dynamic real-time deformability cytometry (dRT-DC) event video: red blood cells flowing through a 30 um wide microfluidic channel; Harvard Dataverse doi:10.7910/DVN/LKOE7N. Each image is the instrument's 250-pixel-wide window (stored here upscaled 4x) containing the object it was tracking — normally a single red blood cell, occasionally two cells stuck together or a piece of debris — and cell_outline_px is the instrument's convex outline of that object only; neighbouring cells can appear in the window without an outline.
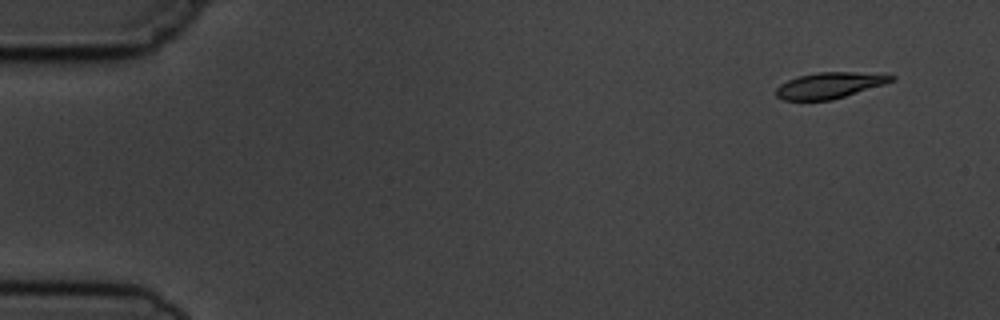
{"species": "common noctule bat (a hibernating species)", "species_latin": "Nyctalus noctula", "temperature_condition": "cold", "stored_images_in_passage": 5, "camera_frame_rate_fps": 3000, "um_per_image_px": 0.085, "animal": {"sex": "male", "body_mass_g": 19.5, "forearm_length_mm": 54.6}, "frame": {"image": 1, "passage_image": 1, "time_ms": 0.0, "image_size_px": [1000, 320], "cell_outline_px": [[896, 80], [884, 84], [832, 100], [784, 100], [776, 96], [776, 88], [780, 84], [788, 80], [800, 76], [820, 72], [852, 72], [896, 76]], "centroid_in_image_um": [70.49, 7.26], "position_along_channel_um": 14.5, "area_um2": 17.17}}
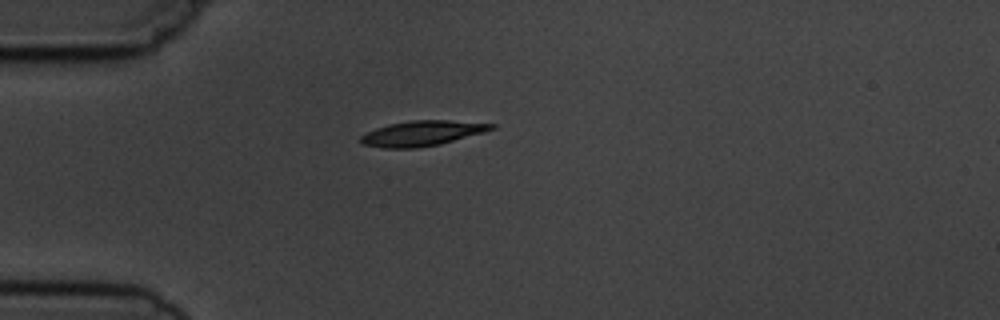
{"frame": {"image": 2, "passage_image": 4, "time_ms": 3.667, "image_size_px": [1000, 320], "cell_outline_px": [[496, 128], [484, 132], [440, 144], [416, 148], [384, 148], [360, 144], [360, 136], [376, 128], [388, 124], [412, 120], [448, 120], [496, 124]], "centroid_in_image_um": [35.86, 11.33], "position_along_channel_um": 49.1, "area_um2": 19.13}}